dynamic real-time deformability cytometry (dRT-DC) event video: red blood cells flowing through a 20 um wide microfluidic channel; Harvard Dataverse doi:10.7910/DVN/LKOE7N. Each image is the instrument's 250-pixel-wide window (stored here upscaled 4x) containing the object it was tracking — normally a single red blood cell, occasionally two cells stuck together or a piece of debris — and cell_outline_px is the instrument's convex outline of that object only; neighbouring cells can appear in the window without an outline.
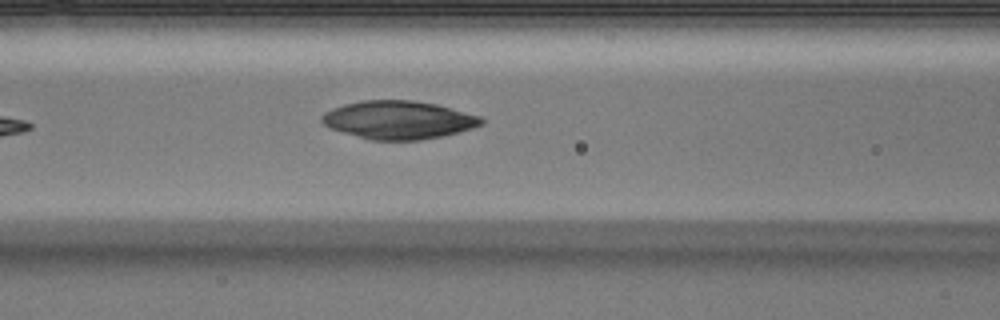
{"species": "Egyptian fruit bat (a non-hibernating species)", "species_latin": "Rousettus aegyptiacus", "temperature_condition": "warm", "stored_images_in_passage": 6, "segment_of_instrument_passage": [1, 2], "camera_frame_rate_fps": 3000, "um_per_image_px": 0.085, "animal": {"sex": "male"}, "frame": {"image": 1, "passage_image": 5, "time_ms": 1.333, "image_size_px": [1000, 320], "cell_outline_px": [[484, 124], [472, 128], [440, 136], [420, 140], [372, 140], [344, 132], [332, 128], [324, 124], [320, 120], [320, 116], [324, 112], [332, 108], [344, 104], [360, 100], [412, 100], [436, 104], [484, 116]], "centroid_in_image_um": [33.89, 10.18], "position_along_channel_um": 132.7, "area_um2": 35.49}}